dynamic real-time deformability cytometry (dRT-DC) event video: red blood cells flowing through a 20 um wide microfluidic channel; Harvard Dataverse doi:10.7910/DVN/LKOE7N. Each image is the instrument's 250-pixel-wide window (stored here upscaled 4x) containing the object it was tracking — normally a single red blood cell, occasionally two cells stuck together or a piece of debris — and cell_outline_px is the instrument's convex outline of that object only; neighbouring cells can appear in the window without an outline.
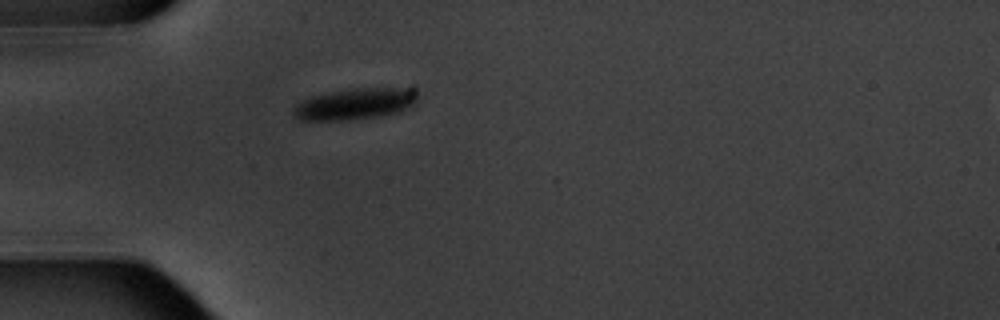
{"species": "common noctule bat (a hibernating species)", "species_latin": "Nyctalus noctula", "temperature_condition": "warm", "stored_images_in_passage": 1, "camera_frame_rate_fps": 3000, "um_per_image_px": 0.085, "animal": {"sex": "male", "body_mass_g": 20.1, "forearm_length_mm": 53.5}, "frame": {"image": 1, "passage_image": 1, "time_ms": 0.0, "image_size_px": [1000, 320], "cell_outline_px": [[420, 100], [416, 108], [400, 112], [380, 116], [348, 120], [300, 120], [292, 116], [292, 108], [296, 104], [308, 96], [328, 92], [356, 88], [416, 84], [420, 88]], "centroid_in_image_um": [30.43, 8.77], "position_along_channel_um": 54.6, "area_um2": 24.62}}